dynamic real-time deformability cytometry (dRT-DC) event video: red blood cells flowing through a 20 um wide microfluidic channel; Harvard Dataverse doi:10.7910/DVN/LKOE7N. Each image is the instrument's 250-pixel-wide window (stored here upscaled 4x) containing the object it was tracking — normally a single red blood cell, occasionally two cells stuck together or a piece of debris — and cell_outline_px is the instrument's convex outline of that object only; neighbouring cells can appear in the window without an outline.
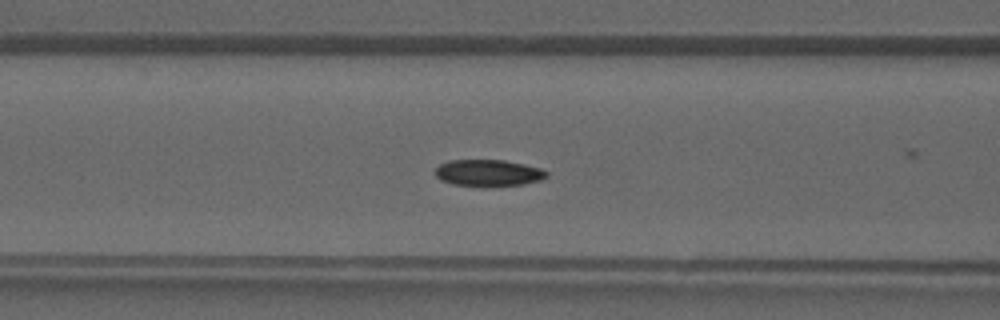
{"species": "common noctule bat (a hibernating species)", "species_latin": "Nyctalus noctula", "temperature_condition": "warm", "stored_images_in_passage": 43, "camera_frame_rate_fps": 3000, "um_per_image_px": 0.085, "animal": {"sex": "male", "forearm_length_mm": 52.5}, "frame": {"image": 1, "passage_image": 18, "time_ms": 5.667, "image_size_px": [1000, 320], "cell_outline_px": [[548, 176], [540, 180], [524, 184], [488, 188], [452, 184], [440, 180], [432, 172], [440, 164], [448, 160], [504, 160], [524, 164], [540, 168], [548, 172]], "centroid_in_image_um": [41.48, 14.72], "position_along_channel_um": 125.1, "area_um2": 17.8}}
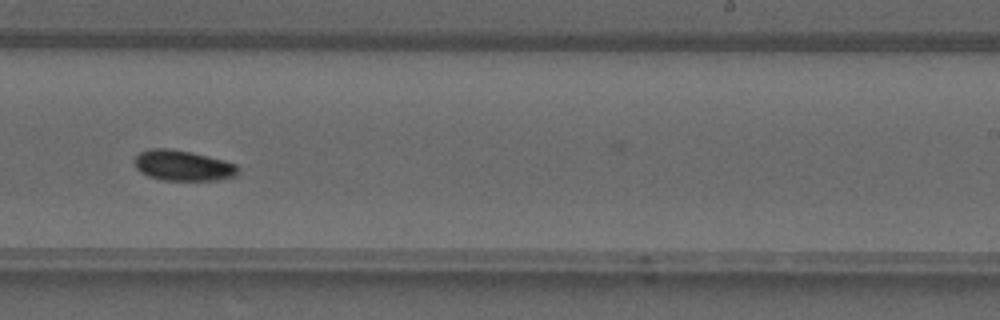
{"frame": {"image": 2, "passage_image": 27, "time_ms": 8.667, "image_size_px": [1000, 320], "cell_outline_px": [[240, 172], [236, 176], [220, 180], [164, 180], [148, 176], [140, 172], [136, 168], [132, 160], [140, 152], [152, 148], [168, 148], [192, 152], [224, 160], [236, 164], [240, 168]], "centroid_in_image_um": [15.56, 14.07], "position_along_channel_um": 273.4, "area_um2": 18.67}}
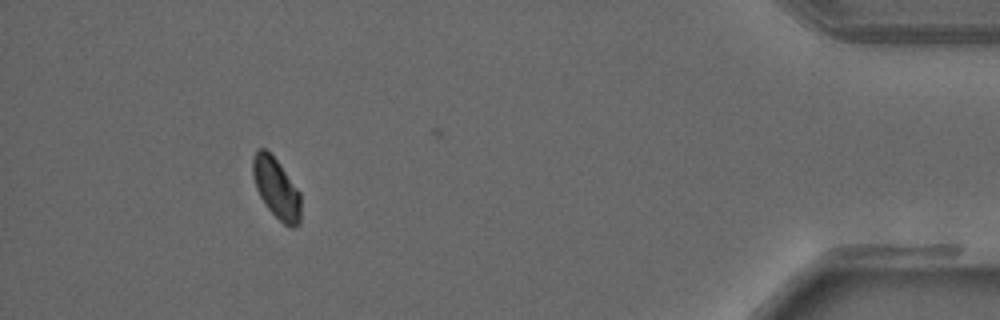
{"frame": {"image": 3, "passage_image": 39, "time_ms": 12.667, "image_size_px": [1000, 320], "cell_outline_px": [[300, 224], [296, 228], [288, 228], [268, 208], [260, 196], [256, 188], [252, 172], [252, 160], [256, 148], [264, 148], [276, 160], [300, 192]], "centroid_in_image_um": [23.49, 16.02], "position_along_channel_um": 411.7, "area_um2": 16.76}}